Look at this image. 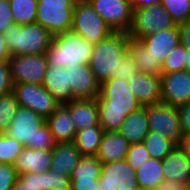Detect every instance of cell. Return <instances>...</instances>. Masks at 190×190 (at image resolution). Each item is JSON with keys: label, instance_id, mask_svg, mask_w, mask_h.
Instances as JSON below:
<instances>
[{"label": "cell", "instance_id": "9", "mask_svg": "<svg viewBox=\"0 0 190 190\" xmlns=\"http://www.w3.org/2000/svg\"><path fill=\"white\" fill-rule=\"evenodd\" d=\"M12 91L19 106L31 109L44 119L60 105L42 84L17 83L13 84Z\"/></svg>", "mask_w": 190, "mask_h": 190}, {"label": "cell", "instance_id": "34", "mask_svg": "<svg viewBox=\"0 0 190 190\" xmlns=\"http://www.w3.org/2000/svg\"><path fill=\"white\" fill-rule=\"evenodd\" d=\"M160 4L177 25L190 20V0H160Z\"/></svg>", "mask_w": 190, "mask_h": 190}, {"label": "cell", "instance_id": "18", "mask_svg": "<svg viewBox=\"0 0 190 190\" xmlns=\"http://www.w3.org/2000/svg\"><path fill=\"white\" fill-rule=\"evenodd\" d=\"M140 41L163 64L166 56L180 43L178 25L176 24L169 29H163L162 31L148 35Z\"/></svg>", "mask_w": 190, "mask_h": 190}, {"label": "cell", "instance_id": "13", "mask_svg": "<svg viewBox=\"0 0 190 190\" xmlns=\"http://www.w3.org/2000/svg\"><path fill=\"white\" fill-rule=\"evenodd\" d=\"M89 2L114 31L130 30L133 19L131 0H90Z\"/></svg>", "mask_w": 190, "mask_h": 190}, {"label": "cell", "instance_id": "39", "mask_svg": "<svg viewBox=\"0 0 190 190\" xmlns=\"http://www.w3.org/2000/svg\"><path fill=\"white\" fill-rule=\"evenodd\" d=\"M18 177L14 165L0 163V190H12Z\"/></svg>", "mask_w": 190, "mask_h": 190}, {"label": "cell", "instance_id": "22", "mask_svg": "<svg viewBox=\"0 0 190 190\" xmlns=\"http://www.w3.org/2000/svg\"><path fill=\"white\" fill-rule=\"evenodd\" d=\"M130 144L142 143L150 132L147 106H141L128 114L118 131Z\"/></svg>", "mask_w": 190, "mask_h": 190}, {"label": "cell", "instance_id": "3", "mask_svg": "<svg viewBox=\"0 0 190 190\" xmlns=\"http://www.w3.org/2000/svg\"><path fill=\"white\" fill-rule=\"evenodd\" d=\"M94 44L89 43L72 30L53 35L46 52L47 62L51 66L67 68L76 63L89 65Z\"/></svg>", "mask_w": 190, "mask_h": 190}, {"label": "cell", "instance_id": "14", "mask_svg": "<svg viewBox=\"0 0 190 190\" xmlns=\"http://www.w3.org/2000/svg\"><path fill=\"white\" fill-rule=\"evenodd\" d=\"M162 102L181 107L190 102V72L187 70L163 73L160 77Z\"/></svg>", "mask_w": 190, "mask_h": 190}, {"label": "cell", "instance_id": "4", "mask_svg": "<svg viewBox=\"0 0 190 190\" xmlns=\"http://www.w3.org/2000/svg\"><path fill=\"white\" fill-rule=\"evenodd\" d=\"M10 55L46 54L53 35L38 23L13 24L4 31Z\"/></svg>", "mask_w": 190, "mask_h": 190}, {"label": "cell", "instance_id": "40", "mask_svg": "<svg viewBox=\"0 0 190 190\" xmlns=\"http://www.w3.org/2000/svg\"><path fill=\"white\" fill-rule=\"evenodd\" d=\"M56 145L53 135L51 134L48 125H42L36 134L34 149L52 150Z\"/></svg>", "mask_w": 190, "mask_h": 190}, {"label": "cell", "instance_id": "46", "mask_svg": "<svg viewBox=\"0 0 190 190\" xmlns=\"http://www.w3.org/2000/svg\"><path fill=\"white\" fill-rule=\"evenodd\" d=\"M180 32V43L186 50H190V20L178 25Z\"/></svg>", "mask_w": 190, "mask_h": 190}, {"label": "cell", "instance_id": "20", "mask_svg": "<svg viewBox=\"0 0 190 190\" xmlns=\"http://www.w3.org/2000/svg\"><path fill=\"white\" fill-rule=\"evenodd\" d=\"M46 124L56 143L74 142L77 131L71 118L70 108L66 104H60L46 119Z\"/></svg>", "mask_w": 190, "mask_h": 190}, {"label": "cell", "instance_id": "2", "mask_svg": "<svg viewBox=\"0 0 190 190\" xmlns=\"http://www.w3.org/2000/svg\"><path fill=\"white\" fill-rule=\"evenodd\" d=\"M129 41L128 32L114 31L94 44L89 67L100 84L118 78L120 63L128 52Z\"/></svg>", "mask_w": 190, "mask_h": 190}, {"label": "cell", "instance_id": "27", "mask_svg": "<svg viewBox=\"0 0 190 190\" xmlns=\"http://www.w3.org/2000/svg\"><path fill=\"white\" fill-rule=\"evenodd\" d=\"M135 172L140 190H155L164 181L162 160L150 157Z\"/></svg>", "mask_w": 190, "mask_h": 190}, {"label": "cell", "instance_id": "32", "mask_svg": "<svg viewBox=\"0 0 190 190\" xmlns=\"http://www.w3.org/2000/svg\"><path fill=\"white\" fill-rule=\"evenodd\" d=\"M19 108L13 91L0 95V133H5L9 128L12 117Z\"/></svg>", "mask_w": 190, "mask_h": 190}, {"label": "cell", "instance_id": "45", "mask_svg": "<svg viewBox=\"0 0 190 190\" xmlns=\"http://www.w3.org/2000/svg\"><path fill=\"white\" fill-rule=\"evenodd\" d=\"M99 179H71V190H98Z\"/></svg>", "mask_w": 190, "mask_h": 190}, {"label": "cell", "instance_id": "33", "mask_svg": "<svg viewBox=\"0 0 190 190\" xmlns=\"http://www.w3.org/2000/svg\"><path fill=\"white\" fill-rule=\"evenodd\" d=\"M25 146L5 133H0V163L14 165Z\"/></svg>", "mask_w": 190, "mask_h": 190}, {"label": "cell", "instance_id": "29", "mask_svg": "<svg viewBox=\"0 0 190 190\" xmlns=\"http://www.w3.org/2000/svg\"><path fill=\"white\" fill-rule=\"evenodd\" d=\"M15 24L26 25L36 22L37 0H9Z\"/></svg>", "mask_w": 190, "mask_h": 190}, {"label": "cell", "instance_id": "53", "mask_svg": "<svg viewBox=\"0 0 190 190\" xmlns=\"http://www.w3.org/2000/svg\"><path fill=\"white\" fill-rule=\"evenodd\" d=\"M185 190H190V186L186 187Z\"/></svg>", "mask_w": 190, "mask_h": 190}, {"label": "cell", "instance_id": "25", "mask_svg": "<svg viewBox=\"0 0 190 190\" xmlns=\"http://www.w3.org/2000/svg\"><path fill=\"white\" fill-rule=\"evenodd\" d=\"M70 108L71 118L76 131H80L91 126H100L98 105L96 99H74L66 103Z\"/></svg>", "mask_w": 190, "mask_h": 190}, {"label": "cell", "instance_id": "21", "mask_svg": "<svg viewBox=\"0 0 190 190\" xmlns=\"http://www.w3.org/2000/svg\"><path fill=\"white\" fill-rule=\"evenodd\" d=\"M53 149H30L24 147L21 154L18 156L14 167L18 174L41 173L49 171L52 163Z\"/></svg>", "mask_w": 190, "mask_h": 190}, {"label": "cell", "instance_id": "36", "mask_svg": "<svg viewBox=\"0 0 190 190\" xmlns=\"http://www.w3.org/2000/svg\"><path fill=\"white\" fill-rule=\"evenodd\" d=\"M43 190H71V178L52 170L43 172Z\"/></svg>", "mask_w": 190, "mask_h": 190}, {"label": "cell", "instance_id": "19", "mask_svg": "<svg viewBox=\"0 0 190 190\" xmlns=\"http://www.w3.org/2000/svg\"><path fill=\"white\" fill-rule=\"evenodd\" d=\"M164 180L190 186V161L179 146H176L163 160Z\"/></svg>", "mask_w": 190, "mask_h": 190}, {"label": "cell", "instance_id": "16", "mask_svg": "<svg viewBox=\"0 0 190 190\" xmlns=\"http://www.w3.org/2000/svg\"><path fill=\"white\" fill-rule=\"evenodd\" d=\"M128 83L131 86V92L142 106L162 102L160 76L138 72L128 79Z\"/></svg>", "mask_w": 190, "mask_h": 190}, {"label": "cell", "instance_id": "1", "mask_svg": "<svg viewBox=\"0 0 190 190\" xmlns=\"http://www.w3.org/2000/svg\"><path fill=\"white\" fill-rule=\"evenodd\" d=\"M99 124L104 132H118L126 116L142 105L127 79L111 78L100 86L97 97Z\"/></svg>", "mask_w": 190, "mask_h": 190}, {"label": "cell", "instance_id": "51", "mask_svg": "<svg viewBox=\"0 0 190 190\" xmlns=\"http://www.w3.org/2000/svg\"><path fill=\"white\" fill-rule=\"evenodd\" d=\"M185 70L190 72V50H186Z\"/></svg>", "mask_w": 190, "mask_h": 190}, {"label": "cell", "instance_id": "50", "mask_svg": "<svg viewBox=\"0 0 190 190\" xmlns=\"http://www.w3.org/2000/svg\"><path fill=\"white\" fill-rule=\"evenodd\" d=\"M179 147L190 161V137L183 138L182 142L179 144Z\"/></svg>", "mask_w": 190, "mask_h": 190}, {"label": "cell", "instance_id": "30", "mask_svg": "<svg viewBox=\"0 0 190 190\" xmlns=\"http://www.w3.org/2000/svg\"><path fill=\"white\" fill-rule=\"evenodd\" d=\"M151 158L163 160L176 145L157 132L150 131L143 141Z\"/></svg>", "mask_w": 190, "mask_h": 190}, {"label": "cell", "instance_id": "15", "mask_svg": "<svg viewBox=\"0 0 190 190\" xmlns=\"http://www.w3.org/2000/svg\"><path fill=\"white\" fill-rule=\"evenodd\" d=\"M66 70L69 71L74 99H96L99 96L101 84L97 81L89 65L73 63Z\"/></svg>", "mask_w": 190, "mask_h": 190}, {"label": "cell", "instance_id": "48", "mask_svg": "<svg viewBox=\"0 0 190 190\" xmlns=\"http://www.w3.org/2000/svg\"><path fill=\"white\" fill-rule=\"evenodd\" d=\"M4 40V33H0V62L8 61V59L11 57L9 51L7 50V44Z\"/></svg>", "mask_w": 190, "mask_h": 190}, {"label": "cell", "instance_id": "8", "mask_svg": "<svg viewBox=\"0 0 190 190\" xmlns=\"http://www.w3.org/2000/svg\"><path fill=\"white\" fill-rule=\"evenodd\" d=\"M147 120L150 131L159 133L176 146L182 142L184 135L177 107L164 102L147 105Z\"/></svg>", "mask_w": 190, "mask_h": 190}, {"label": "cell", "instance_id": "37", "mask_svg": "<svg viewBox=\"0 0 190 190\" xmlns=\"http://www.w3.org/2000/svg\"><path fill=\"white\" fill-rule=\"evenodd\" d=\"M12 190H43V172L19 174Z\"/></svg>", "mask_w": 190, "mask_h": 190}, {"label": "cell", "instance_id": "5", "mask_svg": "<svg viewBox=\"0 0 190 190\" xmlns=\"http://www.w3.org/2000/svg\"><path fill=\"white\" fill-rule=\"evenodd\" d=\"M36 23L52 35L69 31L73 24L74 0H37Z\"/></svg>", "mask_w": 190, "mask_h": 190}, {"label": "cell", "instance_id": "47", "mask_svg": "<svg viewBox=\"0 0 190 190\" xmlns=\"http://www.w3.org/2000/svg\"><path fill=\"white\" fill-rule=\"evenodd\" d=\"M186 186L177 182L164 180L155 190H185Z\"/></svg>", "mask_w": 190, "mask_h": 190}, {"label": "cell", "instance_id": "31", "mask_svg": "<svg viewBox=\"0 0 190 190\" xmlns=\"http://www.w3.org/2000/svg\"><path fill=\"white\" fill-rule=\"evenodd\" d=\"M102 162L96 156H82L70 175L71 179H99Z\"/></svg>", "mask_w": 190, "mask_h": 190}, {"label": "cell", "instance_id": "35", "mask_svg": "<svg viewBox=\"0 0 190 190\" xmlns=\"http://www.w3.org/2000/svg\"><path fill=\"white\" fill-rule=\"evenodd\" d=\"M186 49L179 43L167 56L162 64L164 73L185 70Z\"/></svg>", "mask_w": 190, "mask_h": 190}, {"label": "cell", "instance_id": "49", "mask_svg": "<svg viewBox=\"0 0 190 190\" xmlns=\"http://www.w3.org/2000/svg\"><path fill=\"white\" fill-rule=\"evenodd\" d=\"M133 11L138 8H144L150 5L160 3V0H131Z\"/></svg>", "mask_w": 190, "mask_h": 190}, {"label": "cell", "instance_id": "17", "mask_svg": "<svg viewBox=\"0 0 190 190\" xmlns=\"http://www.w3.org/2000/svg\"><path fill=\"white\" fill-rule=\"evenodd\" d=\"M42 85L59 104H66L74 100L69 71L66 68L48 64Z\"/></svg>", "mask_w": 190, "mask_h": 190}, {"label": "cell", "instance_id": "12", "mask_svg": "<svg viewBox=\"0 0 190 190\" xmlns=\"http://www.w3.org/2000/svg\"><path fill=\"white\" fill-rule=\"evenodd\" d=\"M99 187L102 190H140L136 172L126 159L102 164Z\"/></svg>", "mask_w": 190, "mask_h": 190}, {"label": "cell", "instance_id": "10", "mask_svg": "<svg viewBox=\"0 0 190 190\" xmlns=\"http://www.w3.org/2000/svg\"><path fill=\"white\" fill-rule=\"evenodd\" d=\"M8 62L13 84H43L48 66L46 54L11 55Z\"/></svg>", "mask_w": 190, "mask_h": 190}, {"label": "cell", "instance_id": "44", "mask_svg": "<svg viewBox=\"0 0 190 190\" xmlns=\"http://www.w3.org/2000/svg\"><path fill=\"white\" fill-rule=\"evenodd\" d=\"M184 138L190 137V102L178 108Z\"/></svg>", "mask_w": 190, "mask_h": 190}, {"label": "cell", "instance_id": "43", "mask_svg": "<svg viewBox=\"0 0 190 190\" xmlns=\"http://www.w3.org/2000/svg\"><path fill=\"white\" fill-rule=\"evenodd\" d=\"M15 24L11 15L9 0H0V33Z\"/></svg>", "mask_w": 190, "mask_h": 190}, {"label": "cell", "instance_id": "23", "mask_svg": "<svg viewBox=\"0 0 190 190\" xmlns=\"http://www.w3.org/2000/svg\"><path fill=\"white\" fill-rule=\"evenodd\" d=\"M130 145L119 132H104L96 157L103 164L126 159Z\"/></svg>", "mask_w": 190, "mask_h": 190}, {"label": "cell", "instance_id": "38", "mask_svg": "<svg viewBox=\"0 0 190 190\" xmlns=\"http://www.w3.org/2000/svg\"><path fill=\"white\" fill-rule=\"evenodd\" d=\"M149 158L150 154L143 142L131 144L126 156L127 162L135 171L138 170Z\"/></svg>", "mask_w": 190, "mask_h": 190}, {"label": "cell", "instance_id": "11", "mask_svg": "<svg viewBox=\"0 0 190 190\" xmlns=\"http://www.w3.org/2000/svg\"><path fill=\"white\" fill-rule=\"evenodd\" d=\"M45 123L46 119L36 112L27 107L19 106L5 134L22 143L25 147L34 149L37 131Z\"/></svg>", "mask_w": 190, "mask_h": 190}, {"label": "cell", "instance_id": "24", "mask_svg": "<svg viewBox=\"0 0 190 190\" xmlns=\"http://www.w3.org/2000/svg\"><path fill=\"white\" fill-rule=\"evenodd\" d=\"M81 157L74 142L56 143L49 170L70 177Z\"/></svg>", "mask_w": 190, "mask_h": 190}, {"label": "cell", "instance_id": "6", "mask_svg": "<svg viewBox=\"0 0 190 190\" xmlns=\"http://www.w3.org/2000/svg\"><path fill=\"white\" fill-rule=\"evenodd\" d=\"M71 30L91 44L107 38L114 30L94 10L90 2L76 3Z\"/></svg>", "mask_w": 190, "mask_h": 190}, {"label": "cell", "instance_id": "52", "mask_svg": "<svg viewBox=\"0 0 190 190\" xmlns=\"http://www.w3.org/2000/svg\"><path fill=\"white\" fill-rule=\"evenodd\" d=\"M76 3L89 2L90 0H74Z\"/></svg>", "mask_w": 190, "mask_h": 190}, {"label": "cell", "instance_id": "41", "mask_svg": "<svg viewBox=\"0 0 190 190\" xmlns=\"http://www.w3.org/2000/svg\"><path fill=\"white\" fill-rule=\"evenodd\" d=\"M139 72L137 63L127 52L120 63L118 78L130 79L134 74Z\"/></svg>", "mask_w": 190, "mask_h": 190}, {"label": "cell", "instance_id": "26", "mask_svg": "<svg viewBox=\"0 0 190 190\" xmlns=\"http://www.w3.org/2000/svg\"><path fill=\"white\" fill-rule=\"evenodd\" d=\"M128 53L137 63L139 72L160 77L163 75L162 63L141 41L130 38Z\"/></svg>", "mask_w": 190, "mask_h": 190}, {"label": "cell", "instance_id": "7", "mask_svg": "<svg viewBox=\"0 0 190 190\" xmlns=\"http://www.w3.org/2000/svg\"><path fill=\"white\" fill-rule=\"evenodd\" d=\"M175 25L165 7L158 3L133 11L132 25L128 34L130 38L140 41L148 35Z\"/></svg>", "mask_w": 190, "mask_h": 190}, {"label": "cell", "instance_id": "28", "mask_svg": "<svg viewBox=\"0 0 190 190\" xmlns=\"http://www.w3.org/2000/svg\"><path fill=\"white\" fill-rule=\"evenodd\" d=\"M104 130L101 126H91L76 132L74 144L81 156H96Z\"/></svg>", "mask_w": 190, "mask_h": 190}, {"label": "cell", "instance_id": "42", "mask_svg": "<svg viewBox=\"0 0 190 190\" xmlns=\"http://www.w3.org/2000/svg\"><path fill=\"white\" fill-rule=\"evenodd\" d=\"M13 81L11 79L8 61L0 62V95L12 91Z\"/></svg>", "mask_w": 190, "mask_h": 190}]
</instances>
